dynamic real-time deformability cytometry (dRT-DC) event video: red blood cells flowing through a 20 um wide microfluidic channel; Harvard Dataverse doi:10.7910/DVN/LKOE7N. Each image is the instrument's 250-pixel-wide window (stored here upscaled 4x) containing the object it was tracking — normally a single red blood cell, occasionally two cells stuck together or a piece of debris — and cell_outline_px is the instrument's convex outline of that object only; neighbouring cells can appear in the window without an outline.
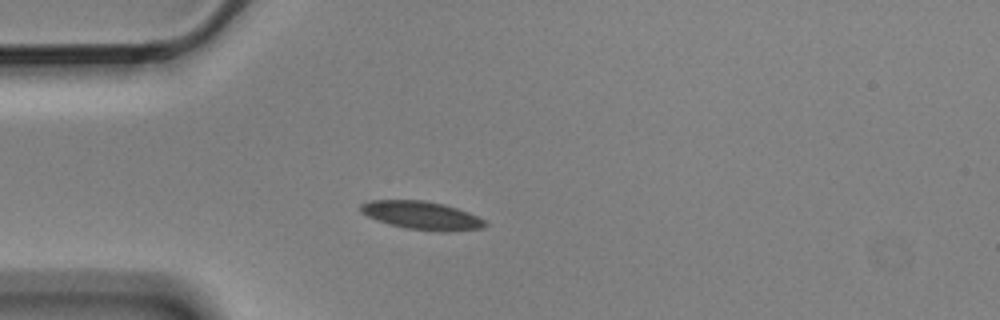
{"species": "Egyptian fruit bat (a non-hibernating species)", "species_latin": "Rousettus aegyptiacus", "temperature_condition": "cold", "stored_images_in_passage": 3, "camera_frame_rate_fps": 3000, "um_per_image_px": 0.085, "animal": {"sex": "male"}, "frame": {"image": 1, "passage_image": 3, "time_ms": 0.667, "image_size_px": [1000, 320], "cell_outline_px": [[488, 224], [484, 228], [448, 232], [444, 232], [408, 228], [388, 224], [376, 220], [360, 212], [360, 204], [368, 200], [424, 200], [444, 204], [468, 212], [484, 220]], "centroid_in_image_um": [35.84, 18.31], "position_along_channel_um": 49.2, "area_um2": 20.52}}